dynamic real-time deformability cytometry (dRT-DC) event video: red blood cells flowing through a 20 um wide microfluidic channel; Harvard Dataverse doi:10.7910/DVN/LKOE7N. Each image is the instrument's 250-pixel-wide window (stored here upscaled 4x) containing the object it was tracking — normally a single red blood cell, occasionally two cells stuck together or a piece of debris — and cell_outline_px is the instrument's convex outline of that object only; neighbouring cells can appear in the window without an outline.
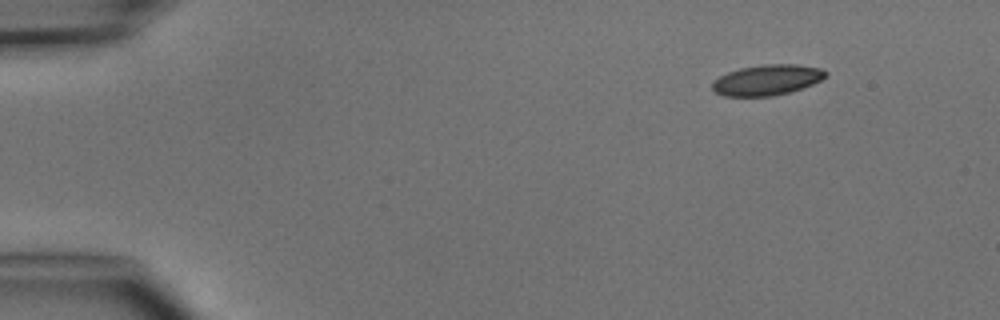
{"species": "common noctule bat (a hibernating species)", "species_latin": "Nyctalus noctula", "temperature_condition": "cold", "stored_images_in_passage": 5, "camera_frame_rate_fps": 3000, "um_per_image_px": 0.085, "animal": {"sex": "male", "body_mass_g": 15.6}, "frame": {"image": 1, "passage_image": 1, "time_ms": 0.0, "image_size_px": [1000, 320], "cell_outline_px": [[828, 72], [820, 80], [812, 84], [788, 92], [772, 96], [724, 96], [716, 92], [712, 88], [712, 84], [720, 76], [728, 72], [740, 68], [764, 64], [796, 64], [820, 68]], "centroid_in_image_um": [65.19, 6.79], "position_along_channel_um": 19.8, "area_um2": 19.88}}
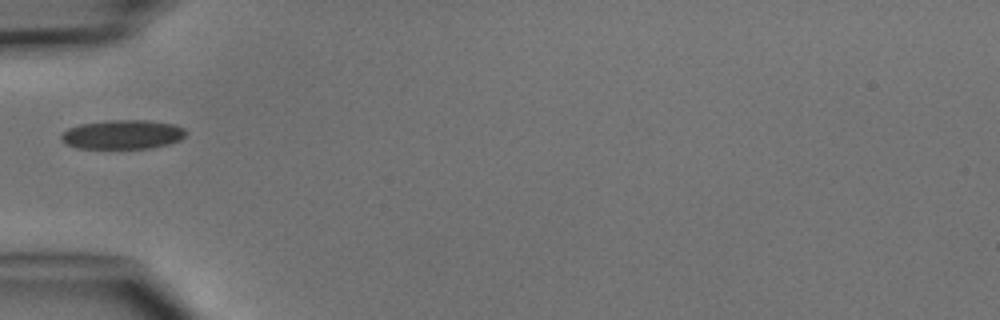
{"frame": {"image": 2, "passage_image": 4, "time_ms": 3.667, "image_size_px": [1000, 320], "cell_outline_px": [[184, 136], [180, 140], [168, 144], [148, 148], [76, 148], [60, 140], [60, 136], [68, 128], [80, 124], [108, 120], [148, 120], [172, 124], [184, 128]], "centroid_in_image_um": [10.39, 11.43], "position_along_channel_um": 74.6, "area_um2": 21.04}}